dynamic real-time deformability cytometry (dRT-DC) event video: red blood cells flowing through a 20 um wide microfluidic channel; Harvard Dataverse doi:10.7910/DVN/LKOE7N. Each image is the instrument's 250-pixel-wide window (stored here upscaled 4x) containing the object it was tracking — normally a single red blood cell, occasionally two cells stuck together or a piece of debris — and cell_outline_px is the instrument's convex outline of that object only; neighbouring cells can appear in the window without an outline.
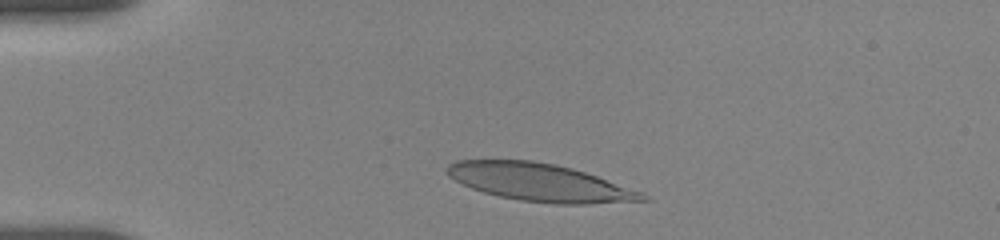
{"species": "human", "species_latin": "Homo sapiens", "temperature_condition": "room temperature", "stored_images_in_passage": 7, "camera_frame_rate_fps": 3000, "um_per_image_px": 0.085, "donor": {"sex": "female"}, "frame": {"image": 1, "passage_image": 2, "time_ms": 0.667, "image_size_px": [1000, 240], "cell_outline_px": [[652, 200], [584, 204], [552, 204], [520, 200], [500, 196], [484, 192], [472, 188], [448, 176], [444, 172], [444, 168], [448, 164], [456, 160], [532, 160], [556, 164], [572, 168], [644, 192]], "centroid_in_image_um": [45.89, 15.5], "position_along_channel_um": 39.1, "area_um2": 42.95}}
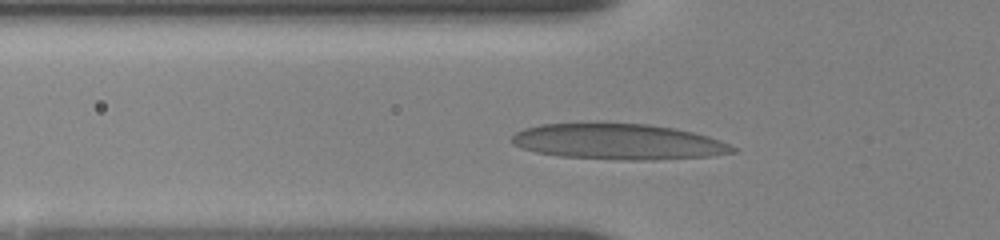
{"frame": {"image": 2, "passage_image": 6, "time_ms": 2.667, "image_size_px": [1000, 240], "cell_outline_px": [[736, 152], [708, 156], [652, 160], [620, 160], [560, 156], [536, 152], [520, 148], [512, 144], [512, 136], [516, 132], [524, 128], [540, 124], [648, 124], [676, 128], [708, 136], [720, 140], [736, 148]], "centroid_in_image_um": [52.55, 12.05], "position_along_channel_um": 73.3, "area_um2": 45.72}}